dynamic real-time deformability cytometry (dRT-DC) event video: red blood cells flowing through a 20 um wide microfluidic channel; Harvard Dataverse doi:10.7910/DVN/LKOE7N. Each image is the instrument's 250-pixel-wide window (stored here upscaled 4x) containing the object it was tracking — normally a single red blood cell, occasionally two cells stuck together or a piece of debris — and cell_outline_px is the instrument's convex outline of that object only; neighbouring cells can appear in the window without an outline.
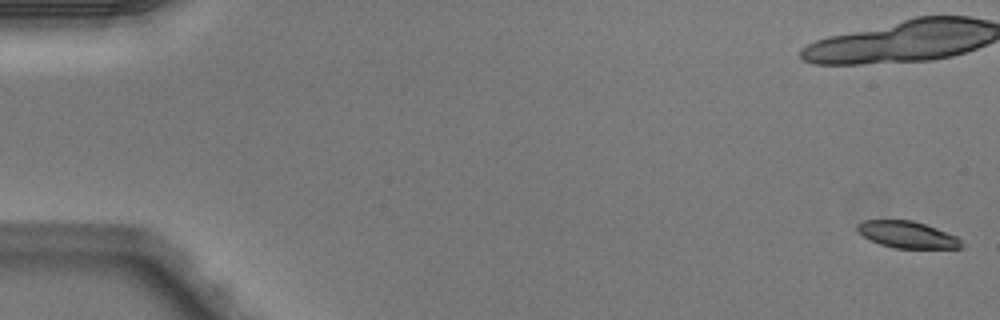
{"species": "Egyptian fruit bat (a non-hibernating species)", "species_latin": "Rousettus aegyptiacus", "temperature_condition": "warm", "stored_images_in_passage": 6, "camera_frame_rate_fps": 3000, "um_per_image_px": 0.085, "animal": {"sex": "male"}, "frame": {"image": 1, "passage_image": 1, "time_ms": 0.0, "image_size_px": [1000, 320], "cell_outline_px": [[964, 248], [892, 248], [880, 244], [864, 236], [856, 228], [856, 224], [864, 220], [912, 220], [936, 228], [956, 236], [964, 244]], "centroid_in_image_um": [77.13, 19.95], "position_along_channel_um": 7.9, "area_um2": 16.13}}